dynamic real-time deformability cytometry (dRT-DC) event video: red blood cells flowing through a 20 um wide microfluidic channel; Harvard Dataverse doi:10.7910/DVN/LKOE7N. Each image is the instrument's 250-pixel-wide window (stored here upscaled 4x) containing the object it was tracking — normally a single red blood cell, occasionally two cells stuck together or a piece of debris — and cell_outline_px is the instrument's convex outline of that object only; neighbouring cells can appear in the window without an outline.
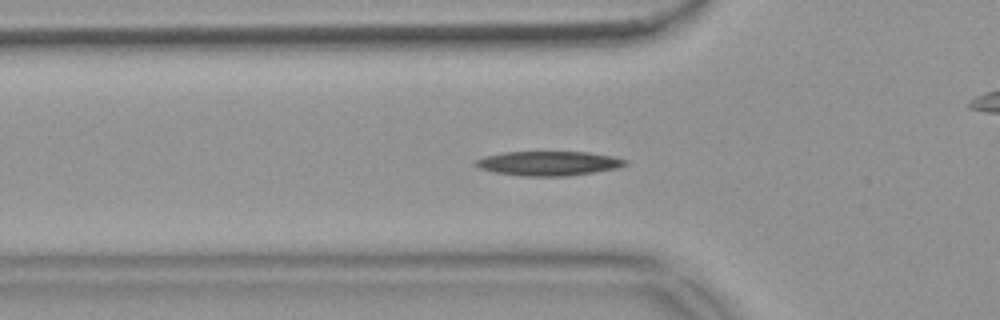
{"species": "common noctule bat (a hibernating species)", "species_latin": "Nyctalus noctula", "temperature_condition": "warm", "stored_images_in_passage": 41, "camera_frame_rate_fps": 3000, "um_per_image_px": 0.085, "animal": {"sex": "female", "body_mass_g": 18.4}, "frame": {"image": 1, "passage_image": 3, "time_ms": 0.667, "image_size_px": [1000, 320], "cell_outline_px": [[628, 164], [620, 168], [596, 172], [568, 176], [520, 176], [496, 172], [480, 168], [472, 164], [476, 160], [484, 156], [504, 152], [588, 152], [612, 156], [628, 160]], "centroid_in_image_um": [46.67, 13.89], "position_along_channel_um": 79.1, "area_um2": 21.44}}
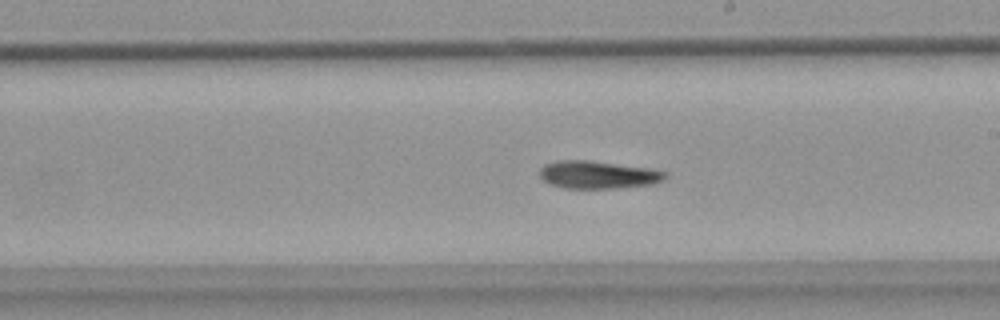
{"frame": {"image": 2, "passage_image": 16, "time_ms": 5.0, "image_size_px": [1000, 320], "cell_outline_px": [[668, 176], [664, 180], [652, 184], [616, 188], [564, 188], [552, 184], [544, 180], [540, 176], [540, 168], [544, 164], [556, 160], [588, 160], [648, 168], [668, 172]], "centroid_in_image_um": [50.84, 14.85], "position_along_channel_um": 238.2, "area_um2": 20.23}}
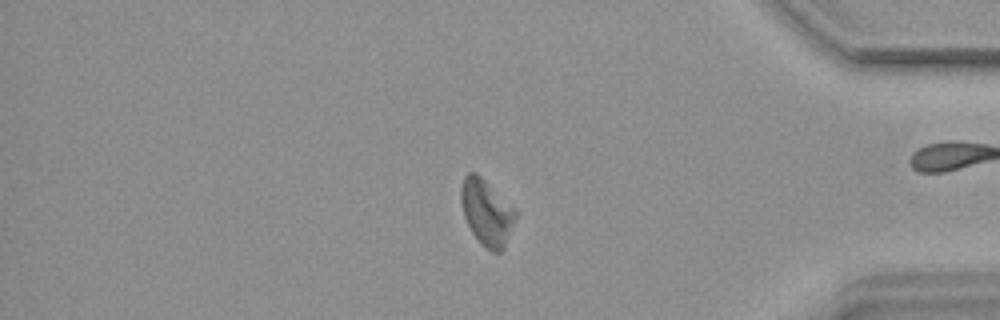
{"frame": {"image": 3, "passage_image": 31, "time_ms": 10.0, "image_size_px": [1000, 320], "cell_outline_px": [[516, 216], [504, 248], [500, 252], [492, 252], [480, 244], [472, 232], [464, 216], [460, 200], [460, 188], [464, 176], [468, 172], [476, 172], [516, 212]], "centroid_in_image_um": [41.31, 18.07], "position_along_channel_um": 393.9, "area_um2": 20.4}}